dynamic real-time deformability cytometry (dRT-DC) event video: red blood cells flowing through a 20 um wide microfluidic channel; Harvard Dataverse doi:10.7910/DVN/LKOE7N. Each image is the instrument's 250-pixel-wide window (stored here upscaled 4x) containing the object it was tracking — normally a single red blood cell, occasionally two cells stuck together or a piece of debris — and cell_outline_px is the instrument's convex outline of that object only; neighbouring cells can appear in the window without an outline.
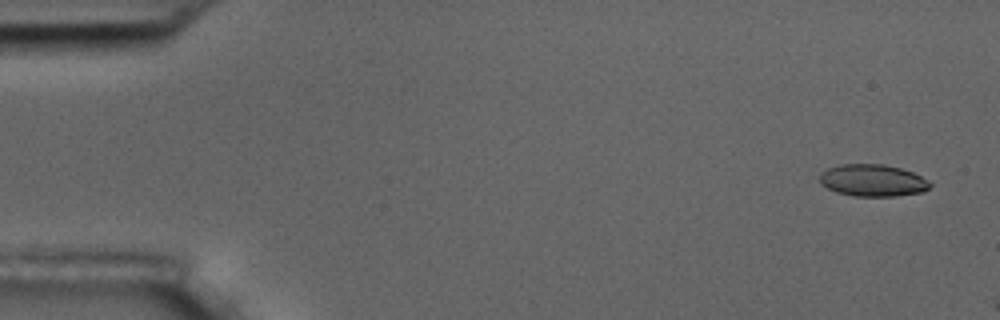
{"species": "common noctule bat (a hibernating species)", "species_latin": "Nyctalus noctula", "temperature_condition": "room temperature", "stored_images_in_passage": 6, "camera_frame_rate_fps": 3000, "um_per_image_px": 0.085, "animal": {"sex": "male", "body_mass_g": 17.5, "forearm_length_mm": 52.3}, "frame": {"image": 1, "passage_image": 1, "time_ms": 0.0, "image_size_px": [1000, 320], "cell_outline_px": [[932, 184], [924, 192], [896, 196], [856, 196], [836, 192], [820, 184], [820, 172], [828, 168], [840, 164], [884, 164], [900, 168], [912, 172], [928, 180]], "centroid_in_image_um": [74.17, 15.33], "position_along_channel_um": 10.8, "area_um2": 20.63}}